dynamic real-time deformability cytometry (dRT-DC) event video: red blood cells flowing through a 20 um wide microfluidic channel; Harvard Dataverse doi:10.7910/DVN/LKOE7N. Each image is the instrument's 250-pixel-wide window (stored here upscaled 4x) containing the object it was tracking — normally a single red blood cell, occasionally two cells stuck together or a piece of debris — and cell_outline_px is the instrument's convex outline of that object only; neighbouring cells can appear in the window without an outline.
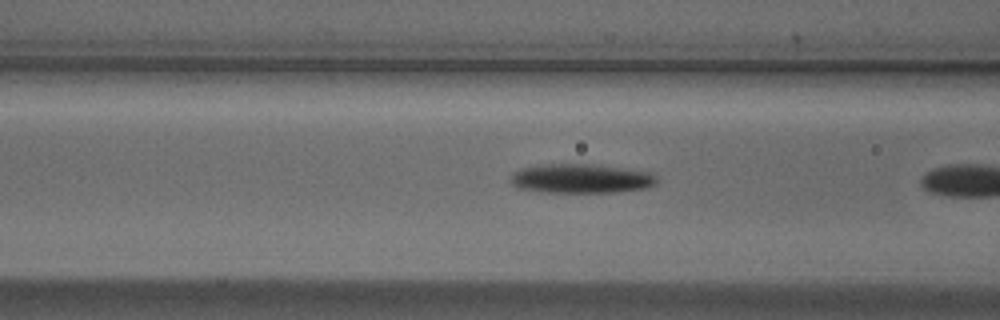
{"species": "Egyptian fruit bat (a non-hibernating species)", "species_latin": "Rousettus aegyptiacus", "temperature_condition": "cold", "stored_images_in_passage": 6, "camera_frame_rate_fps": 3000, "um_per_image_px": 0.085, "animal": {"sex": "male"}, "frame": {"image": 1, "passage_image": 5, "time_ms": 1.333, "image_size_px": [1000, 320], "cell_outline_px": [[656, 184], [648, 188], [616, 192], [548, 192], [520, 188], [512, 184], [512, 176], [520, 168], [544, 164], [592, 164], [648, 172], [656, 176]], "centroid_in_image_um": [49.42, 15.18], "position_along_channel_um": 117.2, "area_um2": 24.57}}